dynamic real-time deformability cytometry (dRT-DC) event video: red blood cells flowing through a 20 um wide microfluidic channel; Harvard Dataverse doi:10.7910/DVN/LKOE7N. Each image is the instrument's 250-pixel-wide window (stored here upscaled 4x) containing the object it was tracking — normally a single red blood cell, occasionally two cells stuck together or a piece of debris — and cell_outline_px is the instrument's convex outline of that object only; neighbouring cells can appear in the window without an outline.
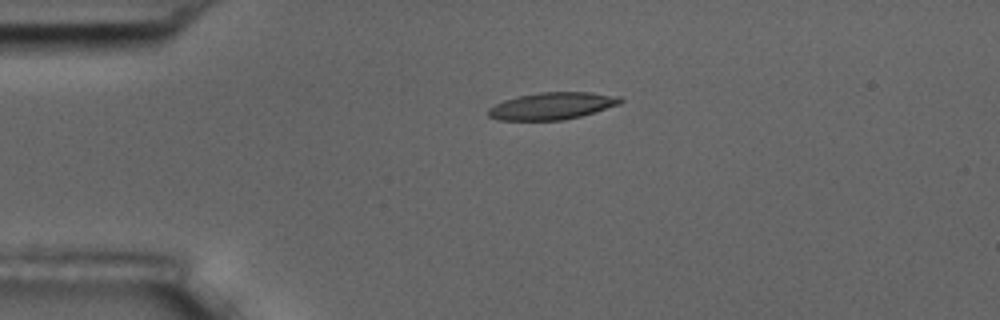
{"species": "common noctule bat (a hibernating species)", "species_latin": "Nyctalus noctula", "temperature_condition": "room temperature", "stored_images_in_passage": 4, "camera_frame_rate_fps": 3000, "um_per_image_px": 0.085, "animal": {"sex": "male", "body_mass_g": 17.5, "forearm_length_mm": 52.3}, "frame": {"image": 1, "passage_image": 3, "time_ms": 3.0, "image_size_px": [1000, 320], "cell_outline_px": [[624, 100], [620, 104], [580, 116], [564, 120], [496, 120], [488, 116], [488, 108], [504, 100], [520, 96], [540, 92], [588, 92], [620, 96]], "centroid_in_image_um": [46.92, 9.0], "position_along_channel_um": 38.1, "area_um2": 20.75}}